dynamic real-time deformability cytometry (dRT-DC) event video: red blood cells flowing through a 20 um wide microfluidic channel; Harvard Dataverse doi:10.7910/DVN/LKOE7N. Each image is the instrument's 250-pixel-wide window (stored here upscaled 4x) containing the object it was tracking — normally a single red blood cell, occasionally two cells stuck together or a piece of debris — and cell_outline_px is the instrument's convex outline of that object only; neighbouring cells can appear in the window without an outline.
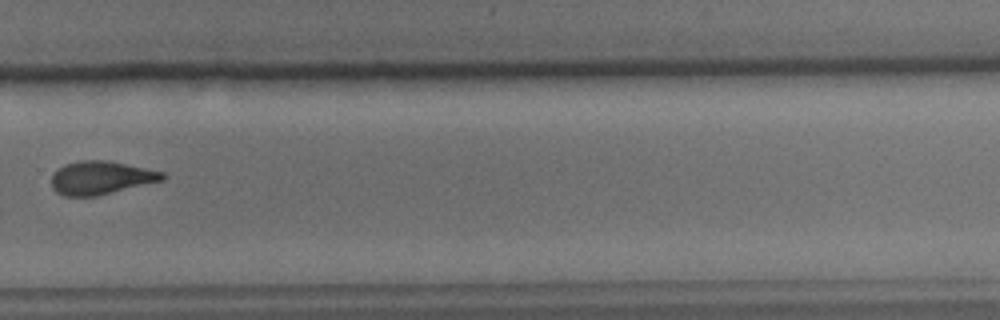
{"species": "common noctule bat (a hibernating species)", "species_latin": "Nyctalus noctula", "temperature_condition": "cold", "stored_images_in_passage": 11, "camera_frame_rate_fps": 3000, "um_per_image_px": 0.085, "animal": {"sex": "male", "body_mass_g": 15.6}, "frame": {"image": 1, "passage_image": 11, "time_ms": 12.333, "image_size_px": [1000, 320], "cell_outline_px": [[164, 180], [96, 196], [64, 196], [56, 192], [52, 188], [52, 176], [56, 168], [64, 164], [80, 160], [104, 160], [164, 172]], "centroid_in_image_um": [8.52, 15.11], "position_along_channel_um": 321.3, "area_um2": 21.39}}